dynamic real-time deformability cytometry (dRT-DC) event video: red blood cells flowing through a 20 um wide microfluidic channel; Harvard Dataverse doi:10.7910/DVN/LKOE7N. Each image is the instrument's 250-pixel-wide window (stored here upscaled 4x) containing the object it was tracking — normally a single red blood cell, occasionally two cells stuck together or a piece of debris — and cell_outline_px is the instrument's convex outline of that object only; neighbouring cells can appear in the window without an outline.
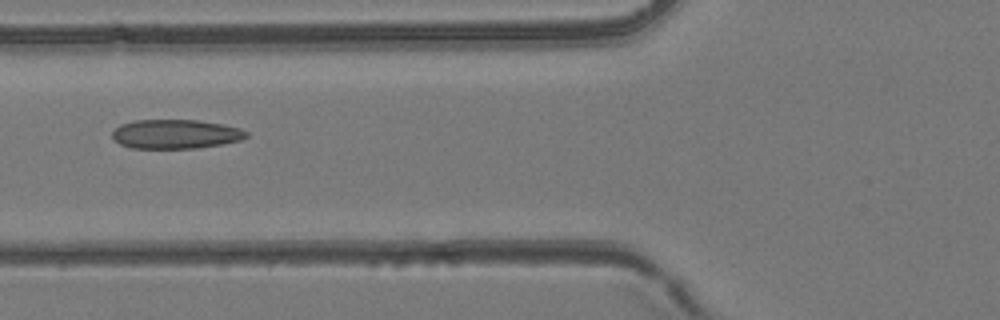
{"species": "common noctule bat (a hibernating species)", "species_latin": "Nyctalus noctula", "temperature_condition": "room temperature", "stored_images_in_passage": 5, "camera_frame_rate_fps": 3000, "um_per_image_px": 0.085, "animal": {"sex": "female", "body_mass_g": 24.6, "forearm_length_mm": 56.2}, "frame": {"image": 1, "passage_image": 4, "time_ms": 3.333, "image_size_px": [1000, 320], "cell_outline_px": [[248, 136], [240, 140], [220, 144], [196, 148], [132, 148], [120, 144], [112, 140], [112, 132], [120, 124], [136, 120], [196, 120], [224, 124], [240, 128], [248, 132]], "centroid_in_image_um": [14.91, 11.39], "position_along_channel_um": 110.9, "area_um2": 22.83}}
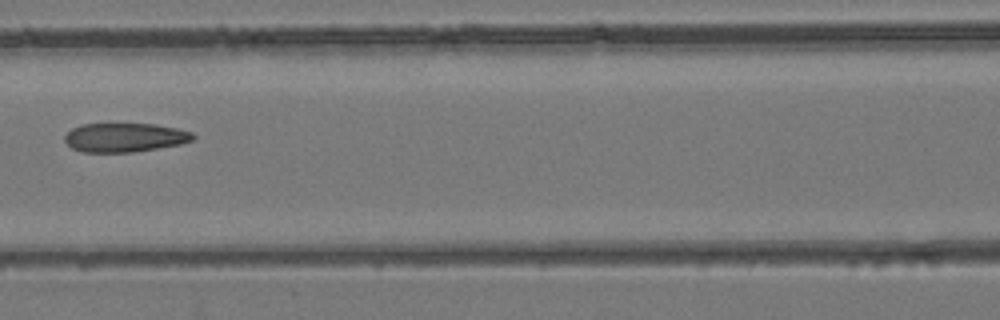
{"frame": {"image": 2, "passage_image": 5, "time_ms": 4.333, "image_size_px": [1000, 320], "cell_outline_px": [[196, 136], [192, 140], [180, 144], [132, 152], [84, 152], [72, 148], [64, 140], [64, 136], [72, 128], [84, 124], [152, 124], [176, 128], [192, 132]], "centroid_in_image_um": [10.59, 11.68], "position_along_channel_um": 156.0, "area_um2": 21.44}}